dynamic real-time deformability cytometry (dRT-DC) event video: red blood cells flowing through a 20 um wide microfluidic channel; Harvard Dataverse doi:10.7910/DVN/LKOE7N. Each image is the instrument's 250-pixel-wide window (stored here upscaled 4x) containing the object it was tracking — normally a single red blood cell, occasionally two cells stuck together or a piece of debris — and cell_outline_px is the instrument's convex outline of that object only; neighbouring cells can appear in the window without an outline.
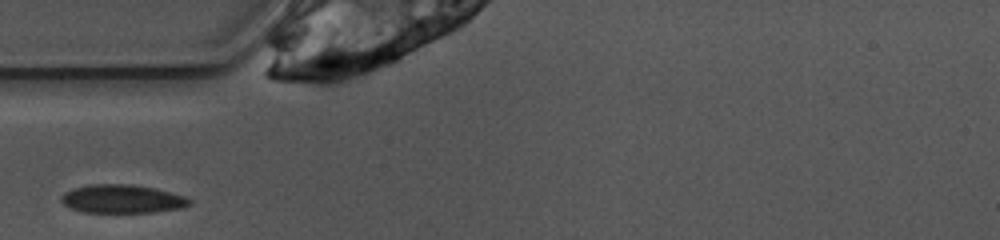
{"species": "common noctule bat (a hibernating species)", "species_latin": "Nyctalus noctula", "temperature_condition": "warm", "stored_images_in_passage": 23, "camera_frame_rate_fps": 3000, "um_per_image_px": 0.085, "animal": {"sex": "female", "body_mass_g": 10.0, "forearm_length_mm": 53.1}, "frame": {"image": 1, "passage_image": 1, "time_ms": 0.0, "image_size_px": [1000, 240], "cell_outline_px": [[192, 204], [184, 208], [156, 212], [84, 212], [72, 208], [64, 204], [60, 200], [60, 196], [64, 192], [72, 188], [92, 184], [132, 184], [156, 188], [184, 196], [192, 200]], "centroid_in_image_um": [10.42, 16.9], "position_along_channel_um": 74.6, "area_um2": 21.44}}
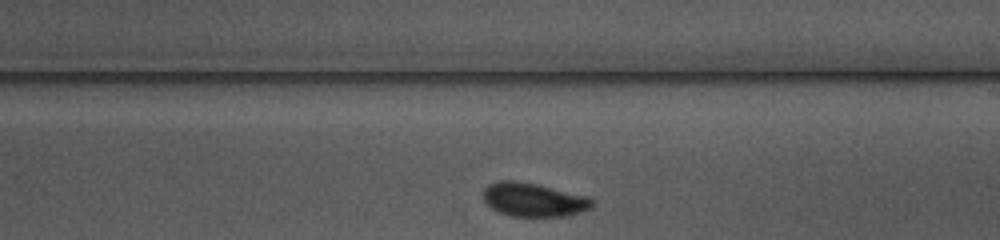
{"frame": {"image": 2, "passage_image": 14, "time_ms": 4.333, "image_size_px": [1000, 240], "cell_outline_px": [[596, 204], [592, 208], [580, 212], [564, 216], [512, 216], [500, 212], [484, 204], [484, 188], [488, 184], [500, 180], [512, 180], [536, 184], [588, 196]], "centroid_in_image_um": [45.36, 16.97], "position_along_channel_um": 243.6, "area_um2": 21.39}}
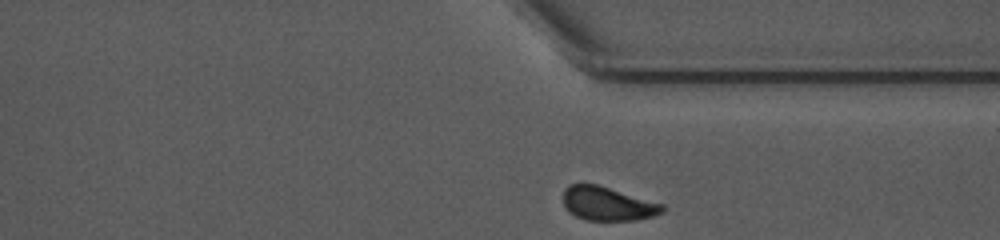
{"frame": {"image": 3, "passage_image": 23, "time_ms": 7.333, "image_size_px": [1000, 240], "cell_outline_px": [[664, 212], [652, 216], [636, 220], [588, 220], [576, 216], [568, 212], [564, 208], [564, 188], [568, 184], [596, 184], [664, 204]], "centroid_in_image_um": [51.63, 17.32], "position_along_channel_um": 359.8, "area_um2": 19.48}}